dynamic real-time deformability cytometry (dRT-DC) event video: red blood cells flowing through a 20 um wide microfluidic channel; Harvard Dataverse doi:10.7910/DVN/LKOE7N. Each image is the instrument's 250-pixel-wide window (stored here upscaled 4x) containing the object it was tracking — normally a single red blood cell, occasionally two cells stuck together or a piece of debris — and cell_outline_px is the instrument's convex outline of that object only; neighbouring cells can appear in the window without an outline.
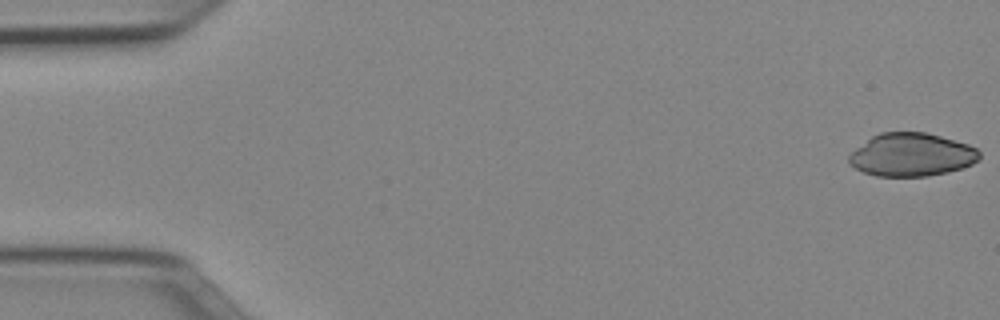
{"species": "Egyptian fruit bat (a non-hibernating species)", "species_latin": "Rousettus aegyptiacus", "temperature_condition": "cold", "stored_images_in_passage": 13, "camera_frame_rate_fps": 3000, "um_per_image_px": 0.085, "animal": {"sex": "female"}, "frame": {"image": 1, "passage_image": 1, "time_ms": 0.0, "image_size_px": [1000, 320], "cell_outline_px": [[980, 156], [972, 164], [948, 172], [928, 176], [876, 176], [864, 172], [848, 164], [848, 156], [856, 148], [872, 136], [880, 132], [924, 132], [940, 136], [968, 144], [976, 148], [980, 152]], "centroid_in_image_um": [77.46, 13.15], "position_along_channel_um": 7.5, "area_um2": 32.66}}
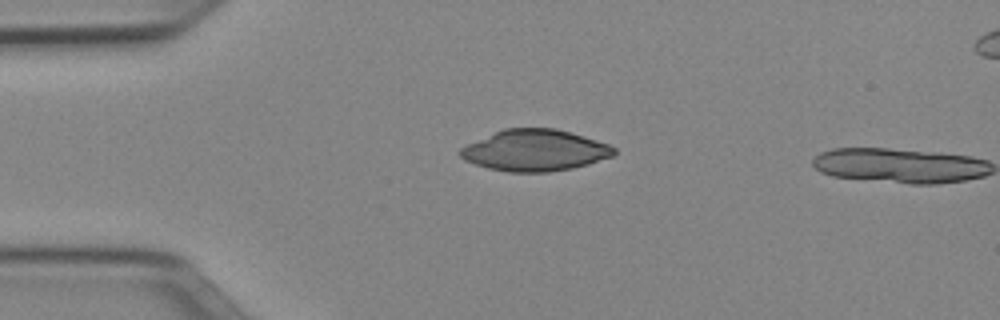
{"frame": {"image": 2, "passage_image": 12, "time_ms": 3.667, "image_size_px": [1000, 320], "cell_outline_px": [[616, 152], [612, 156], [588, 164], [572, 168], [548, 172], [508, 172], [488, 168], [464, 160], [460, 156], [460, 148], [468, 144], [504, 128], [556, 128], [596, 140], [608, 144], [616, 148]], "centroid_in_image_um": [45.47, 12.78], "position_along_channel_um": 39.5, "area_um2": 36.76}}